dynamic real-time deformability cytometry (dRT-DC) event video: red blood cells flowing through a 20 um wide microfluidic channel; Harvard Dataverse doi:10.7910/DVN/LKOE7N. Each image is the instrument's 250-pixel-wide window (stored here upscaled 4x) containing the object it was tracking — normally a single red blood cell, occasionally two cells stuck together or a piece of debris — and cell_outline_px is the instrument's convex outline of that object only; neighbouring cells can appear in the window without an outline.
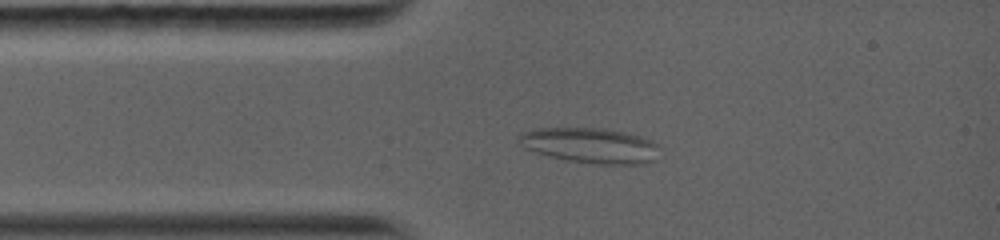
{"species": "common noctule bat (a hibernating species)", "species_latin": "Nyctalus noctula", "temperature_condition": "warm", "stored_images_in_passage": 5, "camera_frame_rate_fps": 5000, "um_per_image_px": 0.085, "animal": {"sex": "female", "body_mass_g": 19.0, "forearm_length_mm": 56.7}, "frame": {"image": 1, "passage_image": 3, "time_ms": 1.4, "image_size_px": [1000, 240], "cell_outline_px": [[656, 144], [652, 160], [644, 164], [596, 164], [568, 160], [536, 152], [524, 148], [516, 136], [524, 132], [536, 128], [604, 128], [624, 132], [640, 136], [652, 140]], "centroid_in_image_um": [50.12, 12.35], "position_along_channel_um": 34.9, "area_um2": 28.44}}
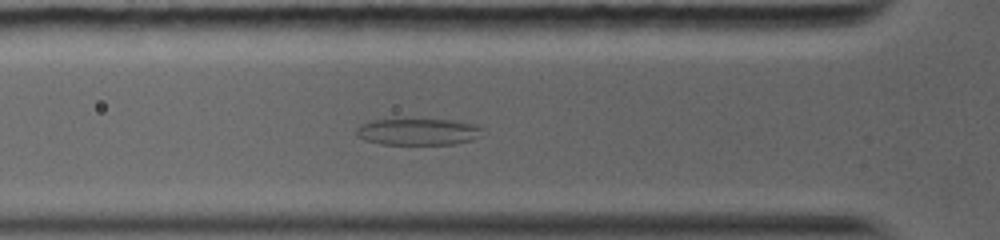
{"frame": {"image": 2, "passage_image": 5, "time_ms": 3.0, "image_size_px": [1000, 240], "cell_outline_px": [[484, 128], [472, 140], [452, 144], [380, 144], [364, 140], [356, 136], [356, 128], [360, 124], [372, 120], [452, 120], [476, 124]], "centroid_in_image_um": [35.49, 11.2], "position_along_channel_um": 90.3, "area_um2": 19.42}}